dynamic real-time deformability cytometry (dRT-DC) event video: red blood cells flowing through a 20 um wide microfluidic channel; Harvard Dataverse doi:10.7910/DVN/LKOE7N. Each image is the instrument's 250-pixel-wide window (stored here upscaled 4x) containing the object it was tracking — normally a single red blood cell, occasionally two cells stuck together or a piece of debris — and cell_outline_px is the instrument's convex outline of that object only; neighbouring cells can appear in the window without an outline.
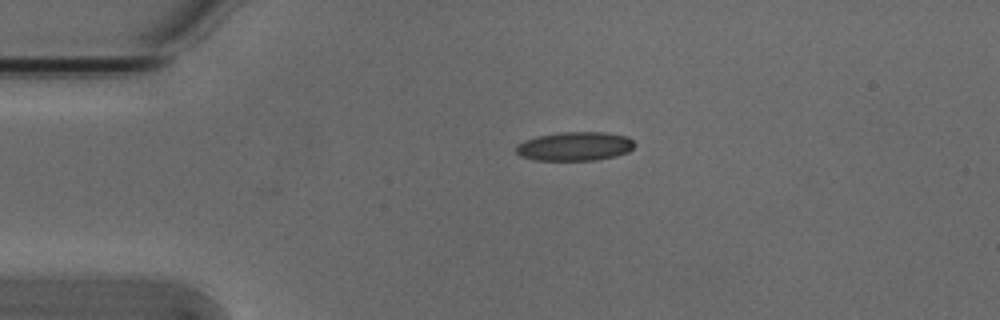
{"species": "Egyptian fruit bat (a non-hibernating species)", "species_latin": "Rousettus aegyptiacus", "temperature_condition": "cold", "stored_images_in_passage": 5, "camera_frame_rate_fps": 3000, "um_per_image_px": 0.085, "animal": {"sex": "male"}, "frame": {"image": 1, "passage_image": 4, "time_ms": 1.0, "image_size_px": [1000, 320], "cell_outline_px": [[636, 144], [628, 152], [616, 156], [596, 160], [532, 160], [520, 156], [516, 152], [516, 144], [524, 140], [540, 136], [560, 132], [604, 132], [628, 136]], "centroid_in_image_um": [48.86, 12.44], "position_along_channel_um": 36.1, "area_um2": 20.06}}